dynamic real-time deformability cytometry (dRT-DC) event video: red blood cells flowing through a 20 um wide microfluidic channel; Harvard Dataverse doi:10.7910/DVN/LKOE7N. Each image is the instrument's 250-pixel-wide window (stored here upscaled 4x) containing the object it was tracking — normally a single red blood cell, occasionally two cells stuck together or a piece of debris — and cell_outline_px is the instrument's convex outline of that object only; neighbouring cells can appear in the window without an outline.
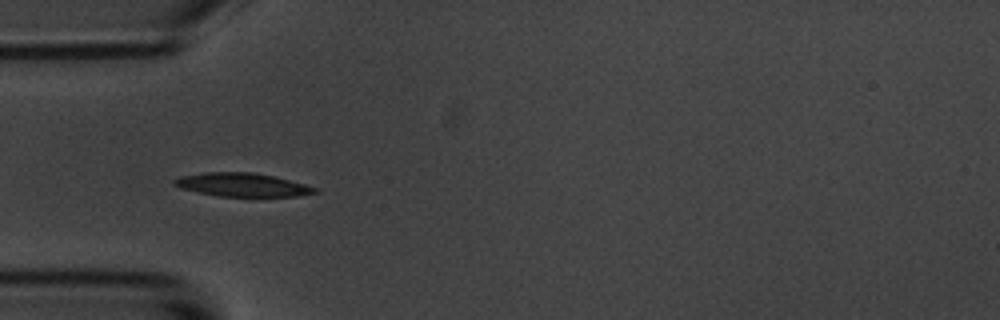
{"species": "common noctule bat (a hibernating species)", "species_latin": "Nyctalus noctula", "temperature_condition": "room temperature", "stored_images_in_passage": 5, "camera_frame_rate_fps": 3000, "um_per_image_px": 0.085, "animal": {"sex": "male", "body_mass_g": 20.1, "forearm_length_mm": 53.5}, "frame": {"image": 1, "passage_image": 4, "time_ms": 3.667, "image_size_px": [1000, 320], "cell_outline_px": [[316, 192], [296, 196], [216, 196], [180, 188], [172, 184], [172, 180], [180, 176], [208, 172], [252, 172], [272, 176], [304, 184], [316, 188]], "centroid_in_image_um": [20.51, 15.7], "position_along_channel_um": 64.5, "area_um2": 18.96}}